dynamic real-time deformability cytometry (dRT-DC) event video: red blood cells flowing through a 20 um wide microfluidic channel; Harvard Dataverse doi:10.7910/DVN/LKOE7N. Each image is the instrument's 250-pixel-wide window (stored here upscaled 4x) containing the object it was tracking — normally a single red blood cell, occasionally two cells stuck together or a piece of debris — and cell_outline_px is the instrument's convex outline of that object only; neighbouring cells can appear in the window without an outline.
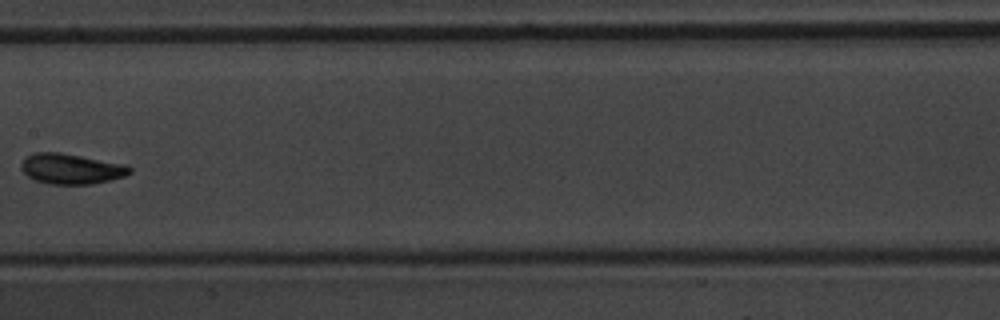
{"species": "common noctule bat (a hibernating species)", "species_latin": "Nyctalus noctula", "temperature_condition": "warm", "stored_images_in_passage": 10, "camera_frame_rate_fps": 3000, "um_per_image_px": 0.085, "animal": {"sex": "male", "body_mass_g": 20.1, "forearm_length_mm": 53.5}, "frame": {"image": 1, "passage_image": 9, "time_ms": 9.667, "image_size_px": [1000, 320], "cell_outline_px": [[132, 172], [124, 176], [92, 184], [48, 184], [36, 180], [28, 176], [20, 168], [20, 164], [24, 156], [36, 152], [60, 152], [124, 164], [132, 168]], "centroid_in_image_um": [6.01, 14.34], "position_along_channel_um": 201.4, "area_um2": 19.19}}
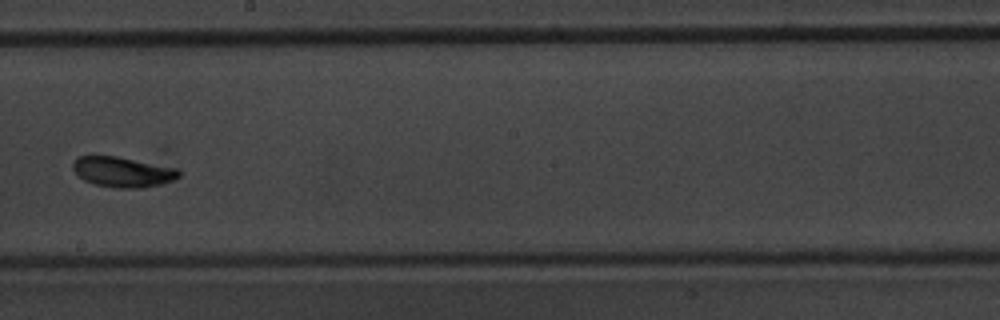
{"frame": {"image": 2, "passage_image": 10, "time_ms": 10.667, "image_size_px": [1000, 320], "cell_outline_px": [[180, 176], [172, 180], [160, 184], [140, 188], [116, 188], [96, 184], [84, 180], [72, 168], [72, 164], [76, 156], [116, 156], [180, 168]], "centroid_in_image_um": [10.45, 14.6], "position_along_channel_um": 237.8, "area_um2": 18.67}}